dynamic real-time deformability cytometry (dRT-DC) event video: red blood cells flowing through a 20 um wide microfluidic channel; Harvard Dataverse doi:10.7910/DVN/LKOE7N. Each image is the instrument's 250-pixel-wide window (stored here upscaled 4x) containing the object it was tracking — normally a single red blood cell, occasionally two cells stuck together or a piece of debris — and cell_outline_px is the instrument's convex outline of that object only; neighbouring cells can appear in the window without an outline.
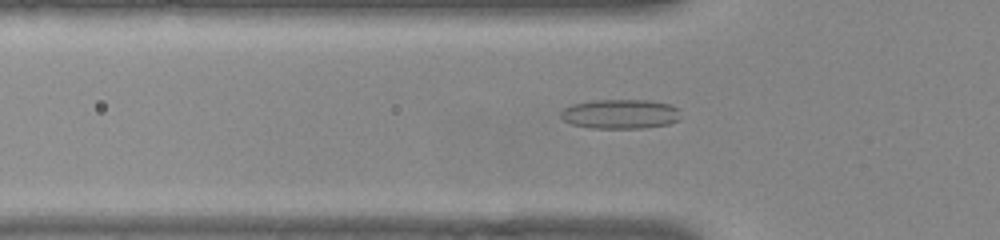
{"species": "common noctule bat (a hibernating species)", "species_latin": "Nyctalus noctula", "temperature_condition": "warm", "stored_images_in_passage": 52, "camera_frame_rate_fps": 3000, "um_per_image_px": 0.085, "animal": {"sex": "female", "body_mass_g": 22.0, "forearm_length_mm": 56.7}, "frame": {"image": 1, "passage_image": 16, "time_ms": 5.0, "image_size_px": [1000, 240], "cell_outline_px": [[680, 120], [668, 124], [644, 128], [588, 128], [572, 124], [564, 120], [560, 116], [560, 112], [564, 108], [572, 104], [592, 100], [652, 100], [672, 104], [680, 108]], "centroid_in_image_um": [52.77, 9.68], "position_along_channel_um": 73.0, "area_um2": 20.98}}
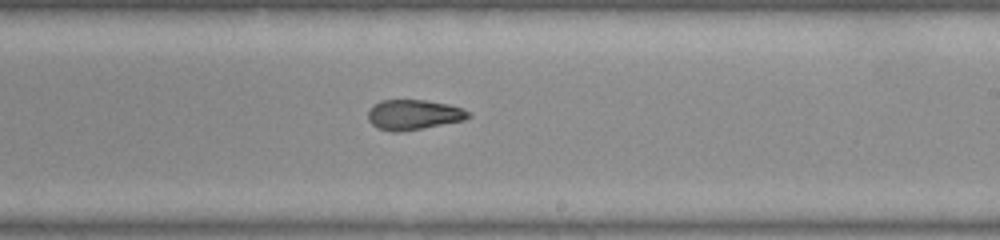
{"frame": {"image": 2, "passage_image": 30, "time_ms": 9.667, "image_size_px": [1000, 240], "cell_outline_px": [[472, 116], [464, 120], [424, 128], [400, 132], [392, 132], [376, 128], [368, 120], [368, 112], [372, 104], [380, 100], [424, 100], [448, 104], [472, 112]], "centroid_in_image_um": [35.14, 9.75], "position_along_channel_um": 253.9, "area_um2": 17.8}}
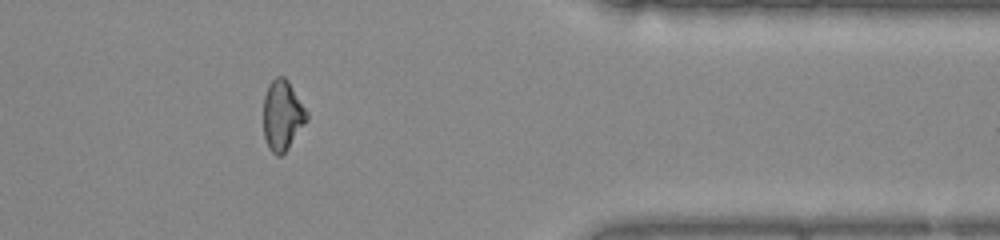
{"frame": {"image": 3, "passage_image": 42, "time_ms": 13.667, "image_size_px": [1000, 240], "cell_outline_px": [[308, 120], [288, 148], [280, 156], [276, 156], [268, 148], [264, 136], [264, 96], [268, 84], [276, 76], [284, 76], [288, 80], [308, 112]], "centroid_in_image_um": [24.01, 9.8], "position_along_channel_um": 387.4, "area_um2": 17.8}, "authors_computed_cell_mechanics": {"area_um2": 18.496, "velocity_mm_per_s": 3.869, "shape_relaxation_time_tau1_ms": null, "shape_relaxation_time_tau2_ms": 2.1131, "deformation_change_tau1": null, "deformation_change_tau2": 0.0942}}